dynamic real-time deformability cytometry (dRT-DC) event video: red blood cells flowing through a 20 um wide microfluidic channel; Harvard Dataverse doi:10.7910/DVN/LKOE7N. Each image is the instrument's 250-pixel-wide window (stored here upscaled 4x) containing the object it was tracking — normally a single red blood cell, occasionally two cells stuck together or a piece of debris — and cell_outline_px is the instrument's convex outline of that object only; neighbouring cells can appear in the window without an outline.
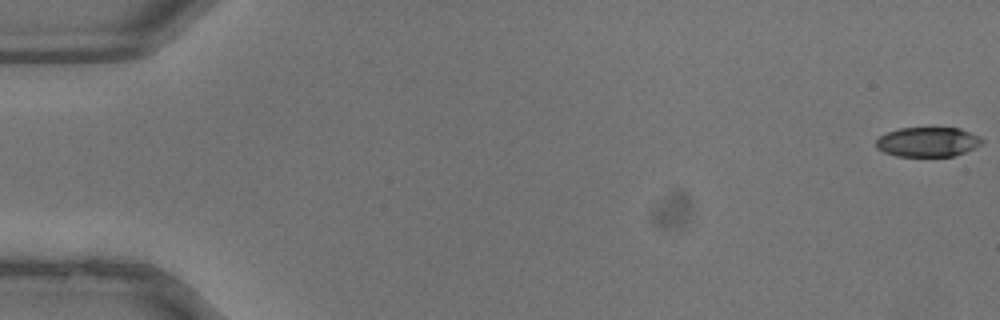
{"species": "common noctule bat (a hibernating species)", "species_latin": "Nyctalus noctula", "temperature_condition": "warm", "stored_images_in_passage": 38, "camera_frame_rate_fps": 3000, "um_per_image_px": 0.085, "animal": {"sex": "male", "body_mass_g": 13.3}, "frame": {"image": 1, "passage_image": 1, "time_ms": 0.0, "image_size_px": [1000, 320], "cell_outline_px": [[984, 140], [980, 144], [964, 152], [952, 156], [896, 156], [884, 152], [876, 148], [876, 140], [880, 136], [888, 132], [900, 128], [960, 128]], "centroid_in_image_um": [78.81, 12.07], "position_along_channel_um": 6.2, "area_um2": 17.98}}
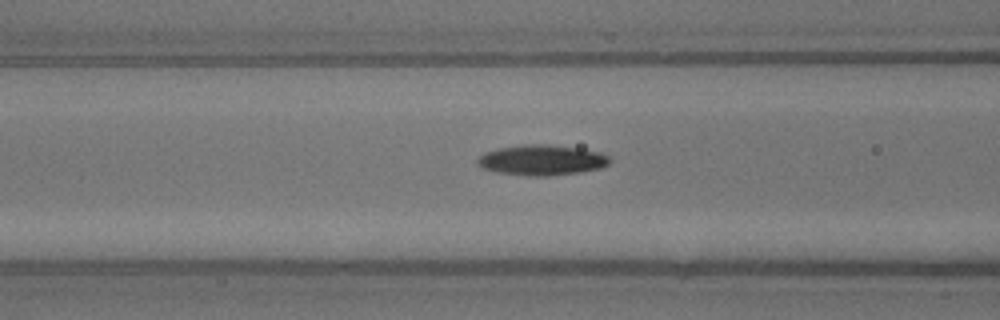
{"frame": {"image": 2, "passage_image": 16, "time_ms": 5.0, "image_size_px": [1000, 320], "cell_outline_px": [[612, 160], [608, 164], [600, 168], [580, 172], [548, 176], [532, 176], [496, 172], [484, 168], [476, 164], [476, 160], [484, 152], [500, 148], [524, 144], [548, 144], [580, 148], [600, 152], [608, 156]], "centroid_in_image_um": [46.06, 13.6], "position_along_channel_um": 120.5, "area_um2": 23.47}}
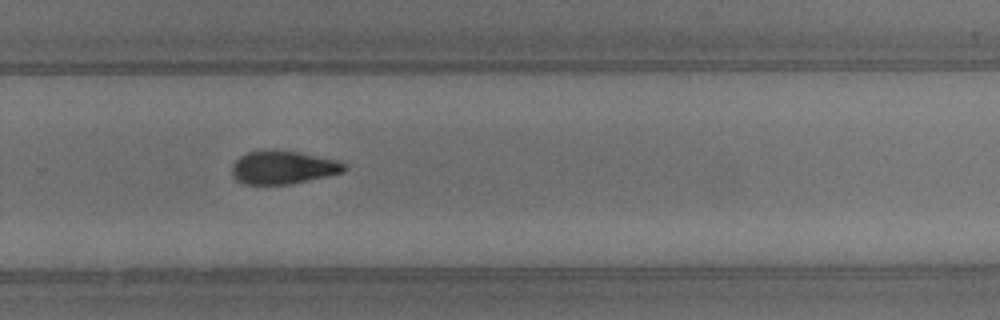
{"frame": {"image": 3, "passage_image": 26, "time_ms": 8.333, "image_size_px": [1000, 320], "cell_outline_px": [[348, 168], [344, 172], [292, 184], [244, 184], [236, 180], [232, 172], [232, 164], [240, 156], [248, 152], [268, 148], [272, 148], [300, 152], [336, 160], [344, 164]], "centroid_in_image_um": [24.04, 14.21], "position_along_channel_um": 305.8, "area_um2": 22.02}}